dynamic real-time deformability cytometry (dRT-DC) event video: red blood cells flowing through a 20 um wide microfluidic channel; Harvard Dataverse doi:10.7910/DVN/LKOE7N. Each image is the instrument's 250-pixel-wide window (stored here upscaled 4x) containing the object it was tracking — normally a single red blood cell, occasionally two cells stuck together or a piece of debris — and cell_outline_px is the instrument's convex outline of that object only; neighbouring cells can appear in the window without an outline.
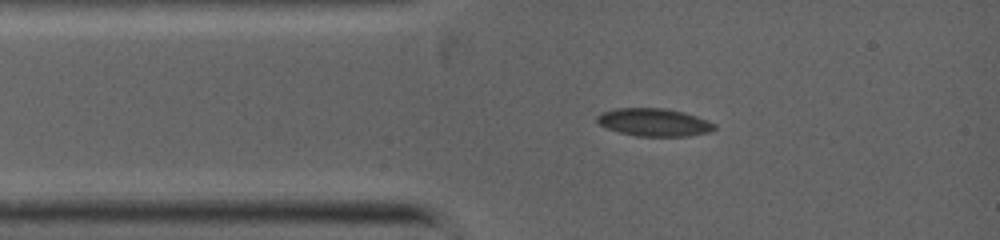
{"species": "common noctule bat (a hibernating species)", "species_latin": "Nyctalus noctula", "temperature_condition": "warm", "stored_images_in_passage": 39, "camera_frame_rate_fps": 5000, "um_per_image_px": 0.085, "animal": {"sex": "female", "body_mass_g": 19.0, "forearm_length_mm": 53.3}, "frame": {"image": 1, "passage_image": 1, "time_ms": 0.0, "image_size_px": [1000, 240], "cell_outline_px": [[716, 128], [708, 132], [688, 136], [636, 136], [620, 132], [608, 128], [600, 124], [596, 120], [596, 116], [600, 112], [616, 108], [664, 108], [684, 112], [708, 120], [716, 124]], "centroid_in_image_um": [55.59, 10.39], "position_along_channel_um": 29.4, "area_um2": 19.02}}
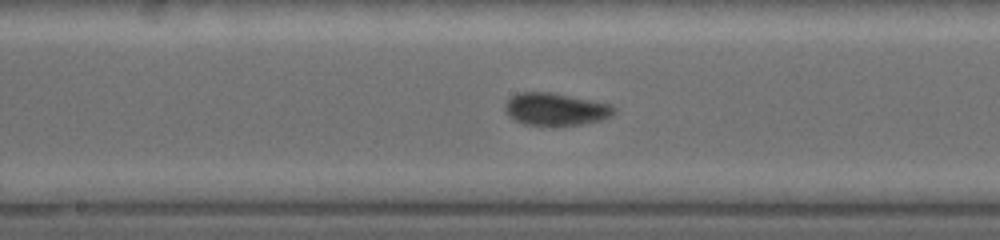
{"frame": {"image": 2, "passage_image": 23, "time_ms": 3.8, "image_size_px": [1000, 240], "cell_outline_px": [[616, 112], [612, 116], [600, 120], [560, 128], [548, 128], [524, 124], [508, 116], [504, 108], [504, 104], [512, 96], [520, 92], [552, 92], [612, 104], [616, 108]], "centroid_in_image_um": [47.24, 9.32], "position_along_channel_um": 201.0, "area_um2": 21.39}}
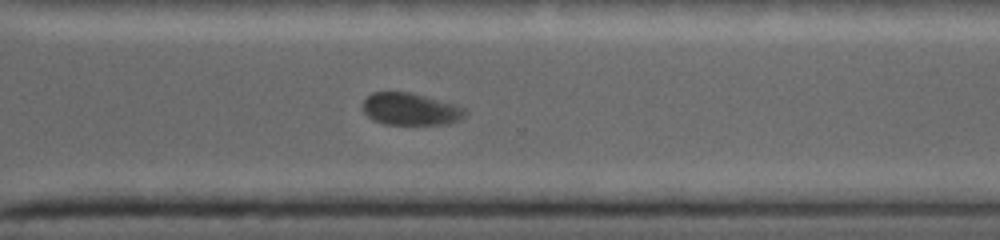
{"frame": {"image": 3, "passage_image": 38, "time_ms": 6.6, "image_size_px": [1000, 240], "cell_outline_px": [[468, 112], [460, 120], [448, 124], [384, 124], [372, 120], [364, 112], [364, 100], [372, 92], [408, 92], [456, 104], [464, 108]], "centroid_in_image_um": [34.91, 9.28], "position_along_channel_um": 335.7, "area_um2": 19.13}}